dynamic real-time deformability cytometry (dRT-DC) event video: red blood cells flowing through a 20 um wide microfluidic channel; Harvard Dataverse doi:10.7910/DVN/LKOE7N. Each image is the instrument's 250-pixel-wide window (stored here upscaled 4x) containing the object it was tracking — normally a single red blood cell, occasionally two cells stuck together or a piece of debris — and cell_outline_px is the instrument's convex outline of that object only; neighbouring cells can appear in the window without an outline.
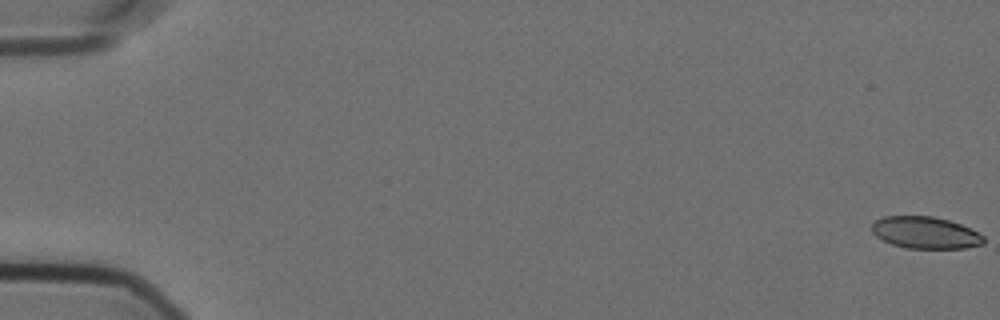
{"species": "Egyptian fruit bat (a non-hibernating species)", "species_latin": "Rousettus aegyptiacus", "temperature_condition": "cold", "stored_images_in_passage": 19, "camera_frame_rate_fps": 3000, "um_per_image_px": 0.085, "animal": {"sex": "female"}, "frame": {"image": 1, "passage_image": 1, "time_ms": 0.0, "image_size_px": [1000, 320], "cell_outline_px": [[984, 244], [964, 248], [904, 248], [892, 244], [876, 236], [872, 232], [872, 224], [876, 220], [884, 216], [932, 216], [948, 220], [960, 224], [980, 232], [984, 236]], "centroid_in_image_um": [78.68, 19.77], "position_along_channel_um": 6.3, "area_um2": 20.81}}
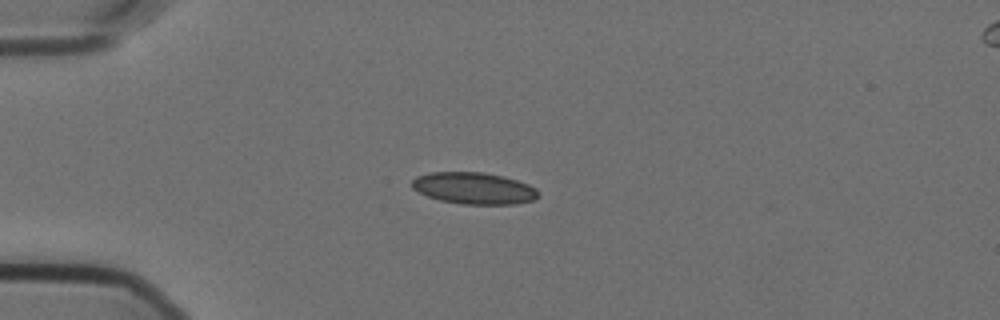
{"frame": {"image": 2, "passage_image": 16, "time_ms": 5.0, "image_size_px": [1000, 320], "cell_outline_px": [[540, 192], [532, 200], [516, 204], [460, 204], [440, 200], [428, 196], [412, 188], [412, 180], [416, 176], [432, 172], [484, 172], [504, 176], [528, 184], [536, 188]], "centroid_in_image_um": [40.28, 15.99], "position_along_channel_um": 44.7, "area_um2": 23.29}}